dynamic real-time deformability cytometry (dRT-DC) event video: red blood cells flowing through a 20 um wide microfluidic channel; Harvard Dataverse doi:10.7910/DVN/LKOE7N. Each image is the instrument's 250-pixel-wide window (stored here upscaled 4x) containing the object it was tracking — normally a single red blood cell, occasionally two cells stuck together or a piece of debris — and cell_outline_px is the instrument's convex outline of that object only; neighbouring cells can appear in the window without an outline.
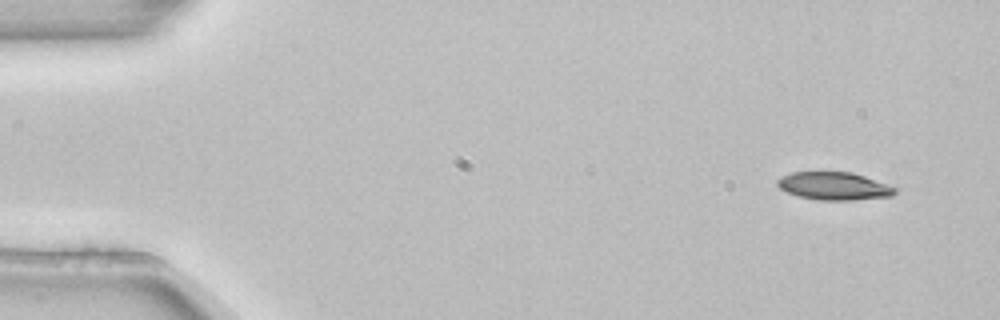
{"species": "common noctule bat (a hibernating species)", "species_latin": "Nyctalus noctula", "temperature_condition": "room temperature", "stored_images_in_passage": 3, "camera_frame_rate_fps": 3000, "um_per_image_px": 0.085, "animal": {"sex": "female", "body_mass_g": 22.7, "forearm_length_mm": 54.2}, "frame": {"image": 1, "passage_image": 1, "time_ms": 0.0, "image_size_px": [1000, 320], "cell_outline_px": [[896, 192], [892, 196], [852, 200], [820, 200], [800, 196], [788, 192], [780, 188], [776, 184], [776, 180], [780, 176], [792, 172], [852, 172], [888, 184], [896, 188]], "centroid_in_image_um": [70.89, 15.8], "position_along_channel_um": 14.1, "area_um2": 19.02}}